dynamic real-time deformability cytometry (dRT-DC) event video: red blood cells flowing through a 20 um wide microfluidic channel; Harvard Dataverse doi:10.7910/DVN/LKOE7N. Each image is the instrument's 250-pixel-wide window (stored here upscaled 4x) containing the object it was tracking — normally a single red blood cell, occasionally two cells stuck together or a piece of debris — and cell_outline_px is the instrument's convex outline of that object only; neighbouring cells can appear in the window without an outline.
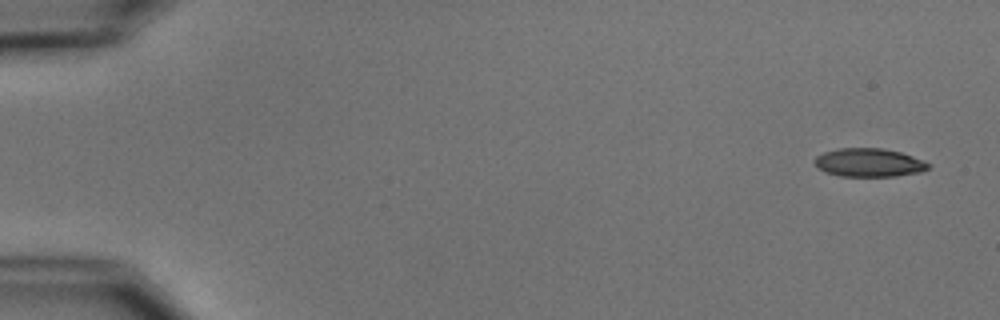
{"species": "common noctule bat (a hibernating species)", "species_latin": "Nyctalus noctula", "temperature_condition": "cold", "stored_images_in_passage": 4, "camera_frame_rate_fps": 3000, "um_per_image_px": 0.085, "animal": {"sex": "male", "body_mass_g": 15.6}, "frame": {"image": 1, "passage_image": 1, "time_ms": 0.0, "image_size_px": [1000, 320], "cell_outline_px": [[932, 164], [928, 168], [920, 172], [896, 176], [840, 176], [824, 172], [816, 168], [812, 160], [816, 156], [824, 152], [836, 148], [880, 148], [900, 152], [924, 160]], "centroid_in_image_um": [73.82, 13.82], "position_along_channel_um": 11.2, "area_um2": 19.07}}
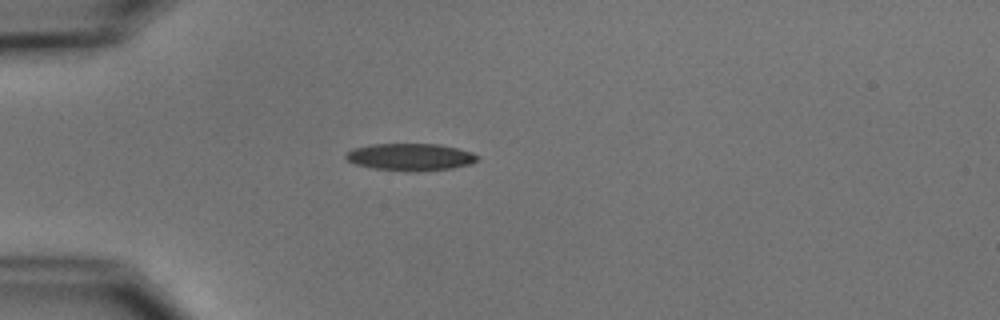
{"frame": {"image": 2, "passage_image": 4, "time_ms": 4.333, "image_size_px": [1000, 320], "cell_outline_px": [[480, 160], [468, 164], [452, 168], [416, 172], [408, 172], [372, 168], [356, 164], [348, 160], [344, 156], [344, 152], [352, 148], [368, 144], [440, 144], [472, 152], [480, 156]], "centroid_in_image_um": [34.86, 13.34], "position_along_channel_um": 50.1, "area_um2": 21.15}}